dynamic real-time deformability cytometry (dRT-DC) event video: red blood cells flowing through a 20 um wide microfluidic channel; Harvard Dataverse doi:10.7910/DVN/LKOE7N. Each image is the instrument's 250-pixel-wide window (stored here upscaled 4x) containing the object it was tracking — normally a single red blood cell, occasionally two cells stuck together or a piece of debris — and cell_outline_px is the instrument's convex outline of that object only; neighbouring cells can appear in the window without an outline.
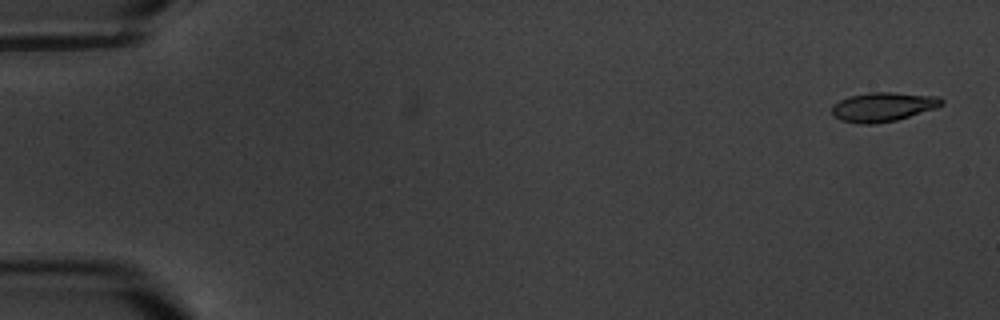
{"species": "common noctule bat (a hibernating species)", "species_latin": "Nyctalus noctula", "temperature_condition": "warm", "stored_images_in_passage": 5, "camera_frame_rate_fps": 3000, "um_per_image_px": 0.085, "animal": {"sex": "male", "body_mass_g": 20.1, "forearm_length_mm": 53.5}, "frame": {"image": 1, "passage_image": 1, "time_ms": 0.0, "image_size_px": [1000, 320], "cell_outline_px": [[944, 104], [936, 108], [896, 120], [876, 124], [860, 124], [840, 120], [832, 112], [832, 104], [848, 96], [868, 92], [892, 92], [940, 96], [944, 100]], "centroid_in_image_um": [75.07, 9.07], "position_along_channel_um": 9.9, "area_um2": 18.84}}
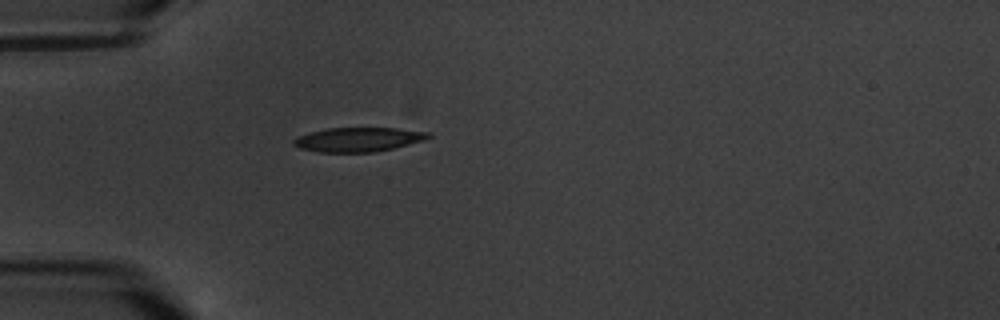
{"frame": {"image": 2, "passage_image": 5, "time_ms": 5.333, "image_size_px": [1000, 320], "cell_outline_px": [[432, 136], [424, 140], [376, 152], [320, 152], [300, 148], [292, 144], [292, 140], [300, 136], [312, 132], [328, 128], [396, 128], [428, 132]], "centroid_in_image_um": [30.46, 11.86], "position_along_channel_um": 54.5, "area_um2": 18.79}}